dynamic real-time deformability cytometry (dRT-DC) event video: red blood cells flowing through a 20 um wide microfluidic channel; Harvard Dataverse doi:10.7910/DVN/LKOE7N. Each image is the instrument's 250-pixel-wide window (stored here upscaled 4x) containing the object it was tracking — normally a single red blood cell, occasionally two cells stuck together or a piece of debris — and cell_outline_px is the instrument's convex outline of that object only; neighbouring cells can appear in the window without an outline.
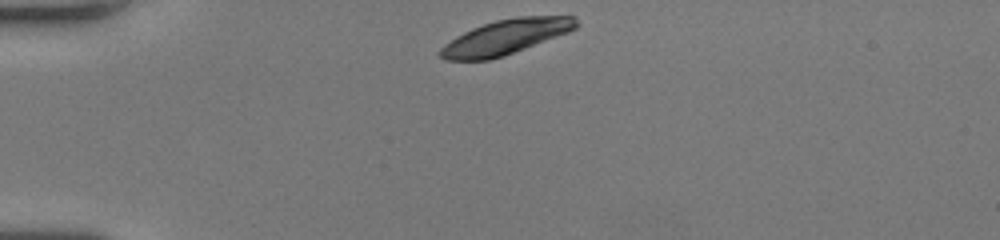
{"species": "human", "species_latin": "Homo sapiens", "temperature_condition": "room temperature", "stored_images_in_passage": 32, "camera_frame_rate_fps": 3000, "um_per_image_px": 0.085, "donor": {"sex": "female"}, "frame": {"image": 1, "passage_image": 1, "time_ms": 0.0, "image_size_px": [1000, 240], "cell_outline_px": [[580, 24], [576, 28], [568, 32], [504, 56], [488, 60], [444, 60], [436, 52], [444, 44], [456, 36], [472, 28], [496, 20], [516, 16], [576, 16]], "centroid_in_image_um": [42.97, 3.14], "position_along_channel_um": 42.0, "area_um2": 27.63}}
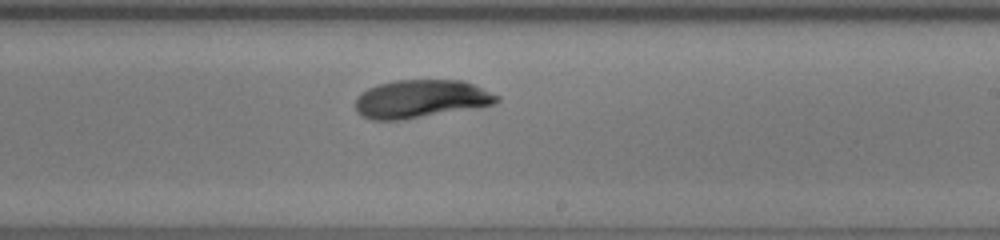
{"frame": {"image": 2, "passage_image": 20, "time_ms": 6.333, "image_size_px": [1000, 240], "cell_outline_px": [[500, 100], [496, 104], [476, 108], [404, 120], [372, 120], [360, 116], [356, 112], [356, 96], [360, 92], [376, 84], [396, 80], [464, 80], [500, 96]], "centroid_in_image_um": [35.76, 8.41], "position_along_channel_um": 253.2, "area_um2": 31.91}}
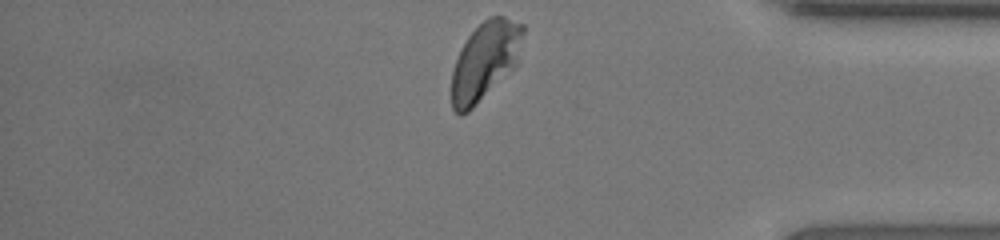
{"frame": {"image": 3, "passage_image": 32, "time_ms": 10.333, "image_size_px": [1000, 240], "cell_outline_px": [[524, 32], [516, 64], [468, 112], [460, 116], [452, 108], [452, 72], [456, 60], [468, 36], [488, 16], [504, 16], [524, 24]], "centroid_in_image_um": [41.22, 5.14], "position_along_channel_um": 394.0, "area_um2": 31.79}, "authors_computed_cell_mechanics": {"area_um2": 31.2409, "velocity_mm_per_s": 4.0162, "shape_relaxation_time_tau1_ms": 1.9651, "shape_relaxation_time_tau2_ms": 3.1579, "deformation_change_tau1": 0.1198, "deformation_change_tau2": 0.0572}}